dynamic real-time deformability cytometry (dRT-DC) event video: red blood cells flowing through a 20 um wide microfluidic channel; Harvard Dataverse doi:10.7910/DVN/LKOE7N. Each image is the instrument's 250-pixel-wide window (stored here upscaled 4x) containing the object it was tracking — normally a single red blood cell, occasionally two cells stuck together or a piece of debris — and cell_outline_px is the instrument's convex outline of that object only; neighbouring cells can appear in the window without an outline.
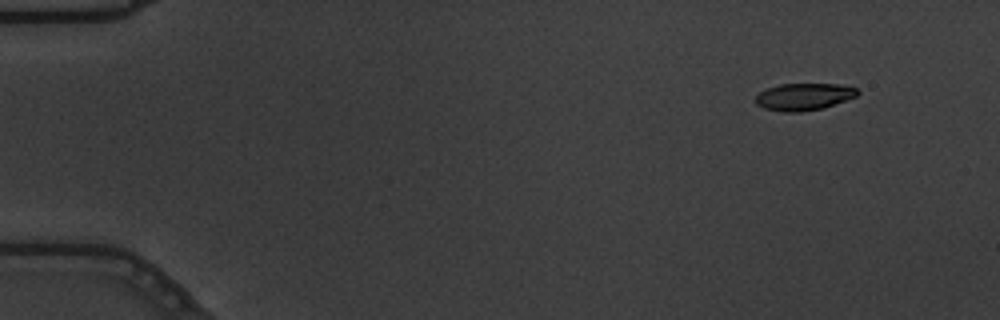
{"species": "common noctule bat (a hibernating species)", "species_latin": "Nyctalus noctula", "temperature_condition": "warm", "stored_images_in_passage": 57, "camera_frame_rate_fps": 3000, "um_per_image_px": 0.085, "animal": {"sex": "male", "body_mass_g": 19.5, "forearm_length_mm": 54.6}, "frame": {"image": 1, "passage_image": 6, "time_ms": 1.667, "image_size_px": [1000, 320], "cell_outline_px": [[860, 92], [856, 96], [824, 108], [800, 112], [784, 112], [764, 108], [756, 104], [756, 96], [760, 92], [768, 88], [780, 84], [840, 84], [856, 88]], "centroid_in_image_um": [68.33, 8.22], "position_along_channel_um": 16.7, "area_um2": 16.01}}
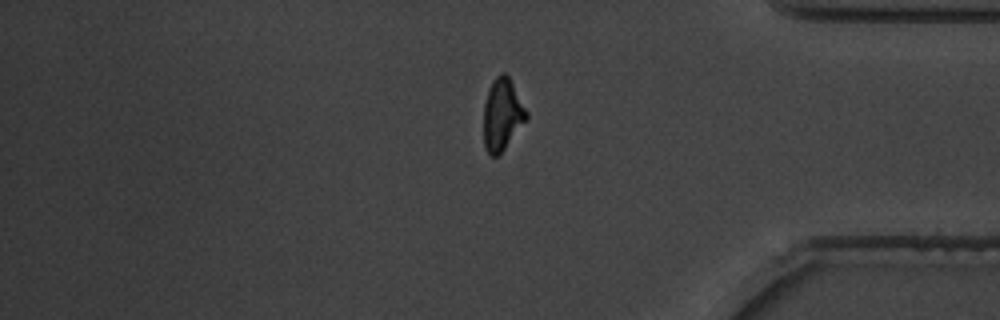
{"frame": {"image": 2, "passage_image": 48, "time_ms": 15.667, "image_size_px": [1000, 320], "cell_outline_px": [[528, 120], [504, 148], [496, 156], [492, 156], [484, 148], [484, 104], [492, 80], [500, 72], [504, 72], [508, 76], [528, 112]], "centroid_in_image_um": [42.7, 9.72], "position_along_channel_um": 392.5, "area_um2": 17.8}}
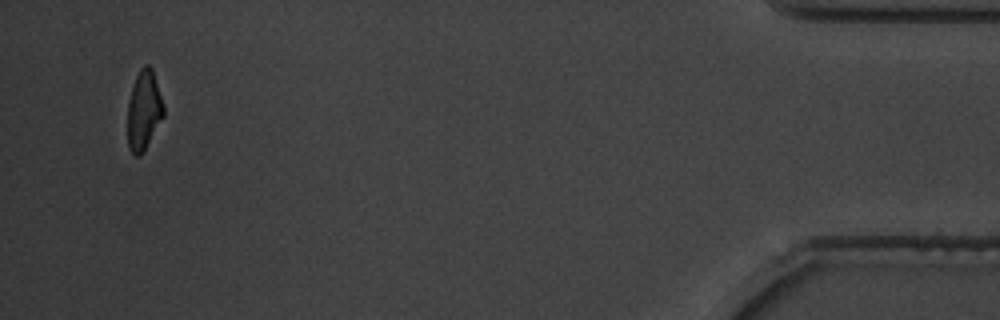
{"frame": {"image": 3, "passage_image": 55, "time_ms": 18.0, "image_size_px": [1000, 320], "cell_outline_px": [[164, 116], [140, 156], [136, 156], [128, 148], [128, 100], [136, 76], [140, 68], [144, 64], [148, 64], [152, 68], [164, 104]], "centroid_in_image_um": [12.23, 9.35], "position_along_channel_um": 423.0, "area_um2": 16.59}, "authors_computed_cell_mechanics": {"area_um2": 17.6868, "velocity_mm_per_s": 3.679, "shape_relaxation_time_tau1_ms": 2.9935, "shape_relaxation_time_tau2_ms": 2.8079, "deformation_change_tau1": 0.2052, "deformation_change_tau2": 0.1089}}